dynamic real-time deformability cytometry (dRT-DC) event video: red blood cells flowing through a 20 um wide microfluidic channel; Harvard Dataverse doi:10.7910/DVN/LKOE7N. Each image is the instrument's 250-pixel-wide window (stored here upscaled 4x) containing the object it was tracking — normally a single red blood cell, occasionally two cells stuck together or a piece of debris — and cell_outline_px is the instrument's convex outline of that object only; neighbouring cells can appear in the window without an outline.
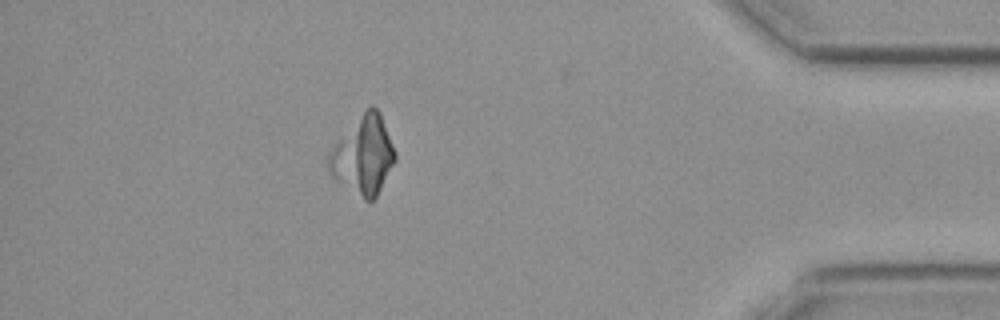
{"species": "common noctule bat (a hibernating species)", "species_latin": "Nyctalus noctula", "temperature_condition": "cold", "stored_images_in_passage": 49, "camera_frame_rate_fps": 3000, "um_per_image_px": 0.085, "animal": {"sex": "female", "body_mass_g": 19.3, "forearm_length_mm": 54.1}, "frame": {"image": 1, "passage_image": 44, "time_ms": 14.333, "image_size_px": [1000, 320], "cell_outline_px": [[396, 160], [376, 196], [372, 200], [364, 200], [336, 180], [328, 172], [328, 152], [364, 112], [372, 104], [380, 112], [396, 152]], "centroid_in_image_um": [30.89, 13.23], "position_along_channel_um": 404.3, "area_um2": 29.54}}